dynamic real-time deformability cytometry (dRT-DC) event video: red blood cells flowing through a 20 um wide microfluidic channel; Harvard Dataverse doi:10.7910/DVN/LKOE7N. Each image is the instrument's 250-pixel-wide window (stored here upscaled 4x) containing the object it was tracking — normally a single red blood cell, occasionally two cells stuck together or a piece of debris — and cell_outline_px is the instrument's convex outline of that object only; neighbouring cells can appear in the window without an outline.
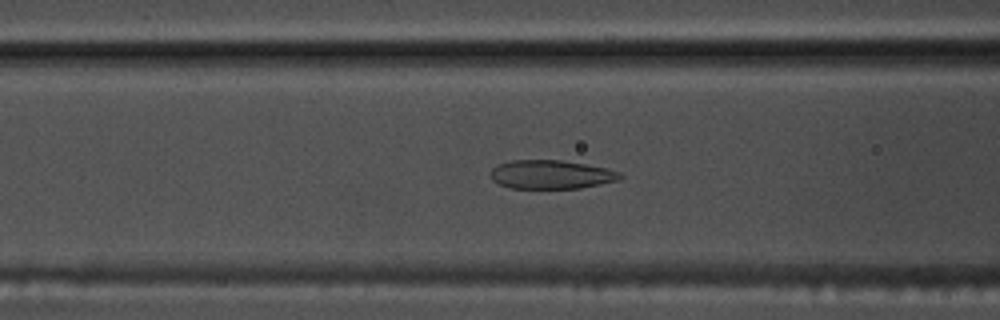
{"species": "common noctule bat (a hibernating species)", "species_latin": "Nyctalus noctula", "temperature_condition": "warm", "stored_images_in_passage": 42, "camera_frame_rate_fps": 3000, "um_per_image_px": 0.085, "animal": {"sex": "male", "body_mass_g": 17.5, "forearm_length_mm": 52.3}, "frame": {"image": 1, "passage_image": 14, "time_ms": 4.333, "image_size_px": [1000, 320], "cell_outline_px": [[624, 176], [620, 180], [580, 188], [512, 188], [500, 184], [492, 180], [488, 172], [492, 168], [500, 164], [512, 160], [560, 160], [584, 164], [604, 168], [620, 172]], "centroid_in_image_um": [46.83, 14.83], "position_along_channel_um": 119.8, "area_um2": 21.62}}
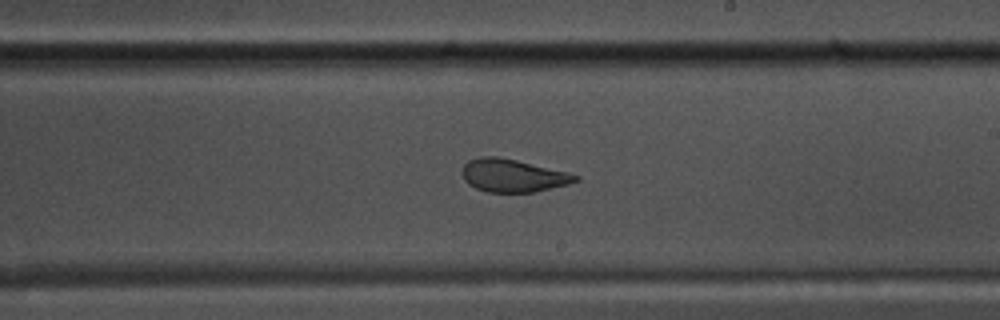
{"frame": {"image": 2, "passage_image": 24, "time_ms": 7.667, "image_size_px": [1000, 320], "cell_outline_px": [[580, 180], [568, 184], [536, 192], [488, 192], [476, 188], [468, 184], [464, 180], [464, 164], [468, 160], [480, 156], [496, 156], [516, 160], [568, 172], [580, 176]], "centroid_in_image_um": [43.62, 14.92], "position_along_channel_um": 245.4, "area_um2": 21.62}}
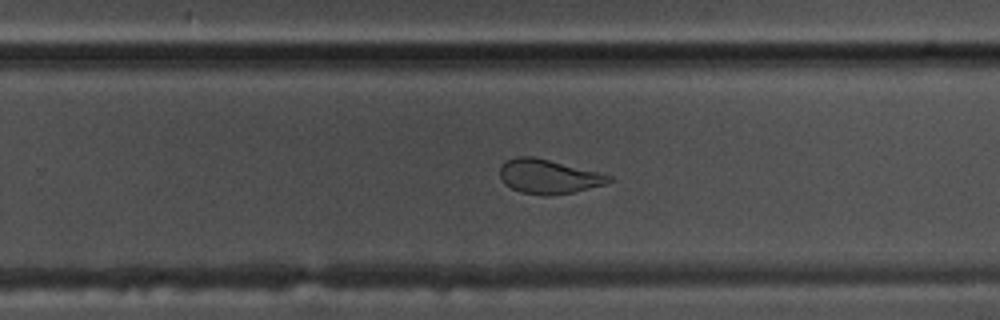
{"frame": {"image": 3, "passage_image": 27, "time_ms": 8.667, "image_size_px": [1000, 320], "cell_outline_px": [[612, 180], [604, 184], [572, 192], [548, 196], [544, 196], [520, 192], [504, 184], [500, 176], [500, 168], [508, 160], [516, 156], [532, 156], [600, 172], [612, 176]], "centroid_in_image_um": [46.61, 15.01], "position_along_channel_um": 283.2, "area_um2": 21.56}, "authors_computed_cell_mechanics": {"area_um2": 23.2645, "velocity_mm_per_s": 3.779, "shape_relaxation_time_tau1_ms": 8.9871, "shape_relaxation_time_tau2_ms": 1.0832, "deformation_change_tau1": 0.2223, "deformation_change_tau2": 0.066}}